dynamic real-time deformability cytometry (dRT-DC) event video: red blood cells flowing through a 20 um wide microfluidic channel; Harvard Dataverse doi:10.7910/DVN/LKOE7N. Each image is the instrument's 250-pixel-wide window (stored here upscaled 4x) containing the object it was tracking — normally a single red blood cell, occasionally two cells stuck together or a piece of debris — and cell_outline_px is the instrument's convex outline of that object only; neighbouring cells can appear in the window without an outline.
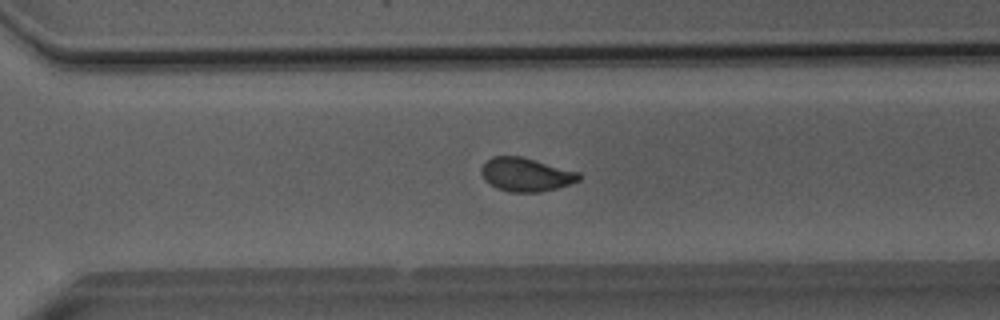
{"species": "Egyptian fruit bat (a non-hibernating species)", "species_latin": "Rousettus aegyptiacus", "temperature_condition": "room temperature", "stored_images_in_passage": 51, "camera_frame_rate_fps": 3000, "um_per_image_px": 0.085, "animal": {"sex": "male"}, "frame": {"image": 1, "passage_image": 36, "time_ms": 11.667, "image_size_px": [1000, 320], "cell_outline_px": [[580, 180], [556, 188], [540, 192], [508, 192], [496, 188], [488, 184], [484, 180], [480, 172], [480, 168], [492, 156], [520, 156], [580, 172]], "centroid_in_image_um": [44.66, 14.84], "position_along_channel_um": 325.9, "area_um2": 19.13}}
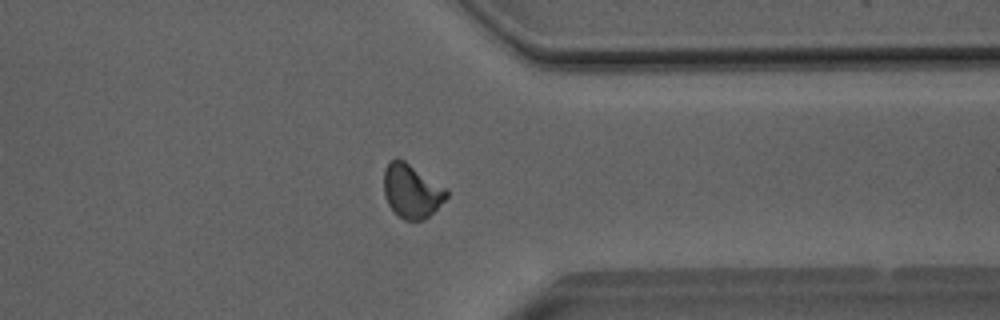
{"frame": {"image": 2, "passage_image": 40, "time_ms": 13.0, "image_size_px": [1000, 320], "cell_outline_px": [[448, 196], [424, 220], [404, 220], [388, 204], [384, 196], [384, 168], [396, 156], [404, 160], [448, 188]], "centroid_in_image_um": [34.99, 16.21], "position_along_channel_um": 376.4, "area_um2": 19.65}}
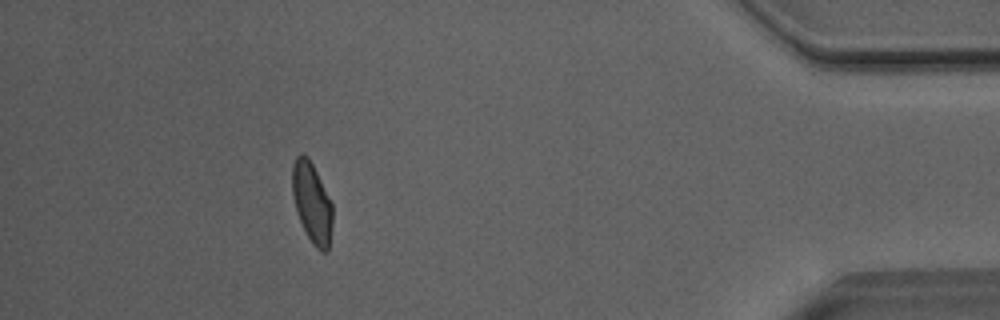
{"frame": {"image": 3, "passage_image": 46, "time_ms": 15.0, "image_size_px": [1000, 320], "cell_outline_px": [[332, 224], [328, 252], [320, 252], [312, 244], [296, 212], [292, 196], [292, 164], [296, 156], [300, 152], [308, 156], [332, 204]], "centroid_in_image_um": [26.49, 17.23], "position_along_channel_um": 408.7, "area_um2": 18.84}, "authors_computed_cell_mechanics": {"area_um2": 19.652, "velocity_mm_per_s": 4.0684, "shape_relaxation_time_tau1_ms": 10.6023, "shape_relaxation_time_tau2_ms": 1.42, "deformation_change_tau1": 0.2179, "deformation_change_tau2": 0.062}}